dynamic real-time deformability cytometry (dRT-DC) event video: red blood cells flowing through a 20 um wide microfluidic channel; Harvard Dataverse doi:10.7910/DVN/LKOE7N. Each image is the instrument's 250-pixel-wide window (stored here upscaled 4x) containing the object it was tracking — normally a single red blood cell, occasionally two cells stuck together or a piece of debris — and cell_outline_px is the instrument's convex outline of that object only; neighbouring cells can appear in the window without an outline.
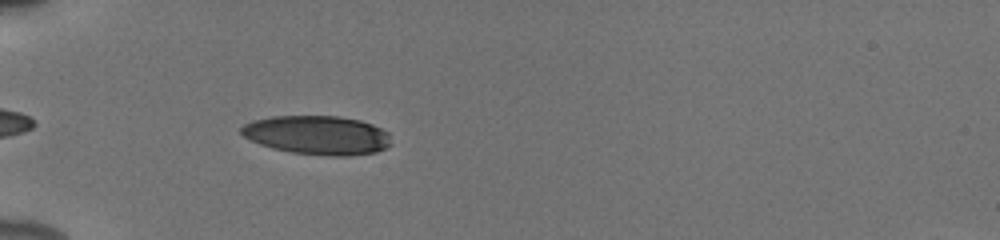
{"species": "human", "species_latin": "Homo sapiens", "temperature_condition": "cold", "stored_images_in_passage": 40, "camera_frame_rate_fps": 3000, "um_per_image_px": 0.085, "donor": {"sex": "male"}, "frame": {"image": 1, "passage_image": 4, "time_ms": 1.0, "image_size_px": [1000, 240], "cell_outline_px": [[392, 144], [388, 148], [376, 152], [348, 156], [332, 156], [292, 152], [272, 148], [260, 144], [244, 136], [240, 132], [240, 128], [244, 124], [252, 120], [272, 116], [336, 116], [360, 120], [372, 124], [388, 132]], "centroid_in_image_um": [27.0, 11.48], "position_along_channel_um": 58.0, "area_um2": 34.1}}
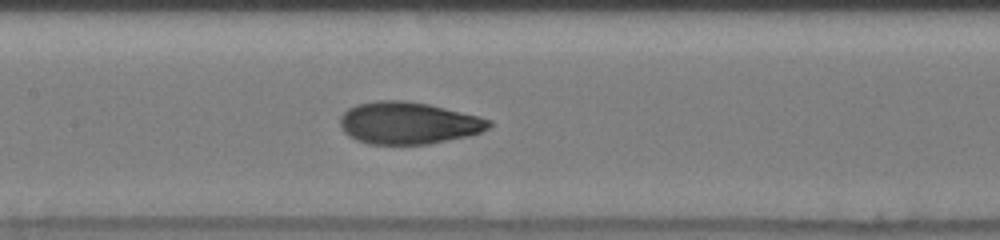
{"frame": {"image": 2, "passage_image": 14, "time_ms": 4.333, "image_size_px": [1000, 240], "cell_outline_px": [[492, 124], [488, 128], [480, 132], [468, 136], [428, 144], [368, 144], [356, 140], [348, 136], [340, 128], [340, 116], [348, 108], [356, 104], [376, 100], [404, 100], [428, 104], [480, 116], [492, 120]], "centroid_in_image_um": [34.68, 10.45], "position_along_channel_um": 172.7, "area_um2": 36.76}}
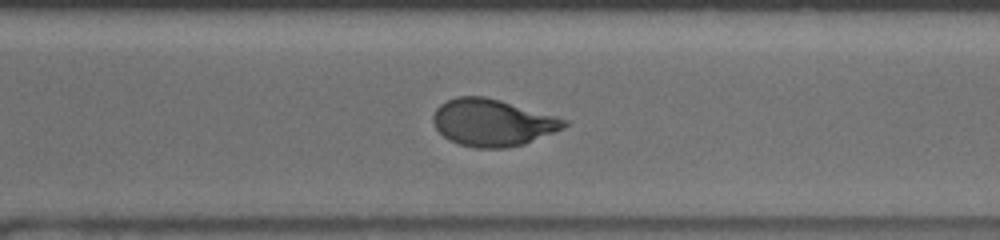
{"frame": {"image": 3, "passage_image": 26, "time_ms": 8.333, "image_size_px": [1000, 240], "cell_outline_px": [[568, 124], [564, 128], [524, 144], [504, 148], [476, 148], [460, 144], [448, 140], [436, 128], [432, 120], [432, 116], [436, 108], [440, 104], [456, 96], [484, 96], [500, 100], [556, 116], [568, 120]], "centroid_in_image_um": [41.85, 10.42], "position_along_channel_um": 328.8, "area_um2": 35.84}, "authors_computed_cell_mechanics": {"area_um2": 35.836, "velocity_mm_per_s": 3.9142, "shape_relaxation_time_tau1_ms": 5.5463, "shape_relaxation_time_tau2_ms": 0.7174, "deformation_change_tau1": 0.1978, "deformation_change_tau2": 0.0587}}